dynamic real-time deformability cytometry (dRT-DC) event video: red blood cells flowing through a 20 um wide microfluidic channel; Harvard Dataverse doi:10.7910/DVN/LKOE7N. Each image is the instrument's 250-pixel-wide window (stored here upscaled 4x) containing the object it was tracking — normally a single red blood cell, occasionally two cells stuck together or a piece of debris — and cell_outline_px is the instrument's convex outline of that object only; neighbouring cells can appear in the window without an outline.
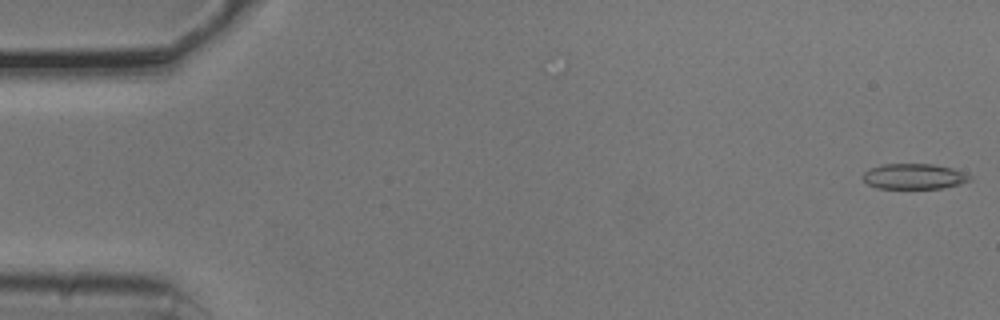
{"species": "common noctule bat (a hibernating species)", "species_latin": "Nyctalus noctula", "temperature_condition": "cold", "stored_images_in_passage": 16, "camera_frame_rate_fps": 3000, "um_per_image_px": 0.085, "animal": {"sex": "male", "body_mass_g": 20.5, "forearm_length_mm": 52.5}, "frame": {"image": 1, "passage_image": 1, "time_ms": 0.0, "image_size_px": [1000, 320], "cell_outline_px": [[972, 180], [960, 184], [944, 188], [876, 188], [868, 184], [864, 180], [864, 172], [868, 168], [880, 164], [932, 164], [952, 168], [968, 172], [972, 176]], "centroid_in_image_um": [77.74, 14.99], "position_along_channel_um": 7.3, "area_um2": 16.07}}
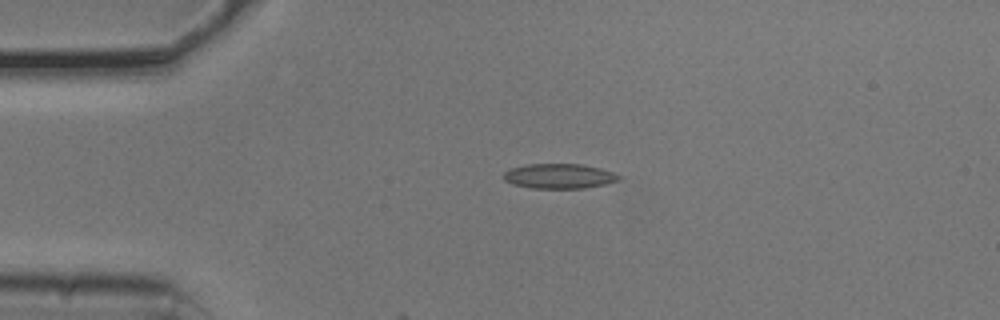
{"frame": {"image": 2, "passage_image": 12, "time_ms": 3.667, "image_size_px": [1000, 320], "cell_outline_px": [[624, 176], [620, 180], [604, 184], [584, 188], [532, 188], [512, 184], [504, 180], [504, 172], [508, 168], [528, 164], [580, 164], [600, 168]], "centroid_in_image_um": [47.53, 14.96], "position_along_channel_um": 37.5, "area_um2": 16.76}}